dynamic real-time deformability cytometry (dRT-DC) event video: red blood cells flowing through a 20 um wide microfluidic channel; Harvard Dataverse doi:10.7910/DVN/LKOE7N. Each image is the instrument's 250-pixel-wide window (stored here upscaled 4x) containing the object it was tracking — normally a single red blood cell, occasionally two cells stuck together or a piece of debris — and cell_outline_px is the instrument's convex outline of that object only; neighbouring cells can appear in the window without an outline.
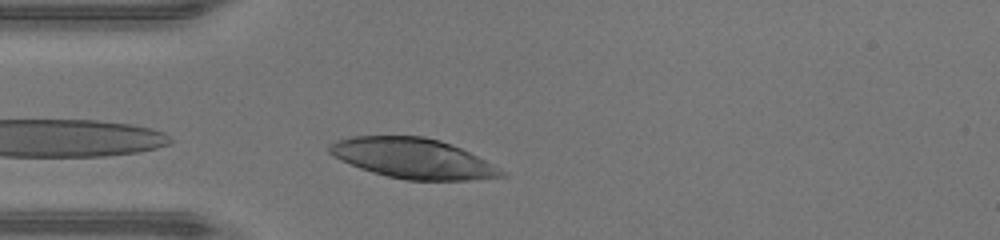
{"species": "human", "species_latin": "Homo sapiens", "temperature_condition": "warm", "stored_images_in_passage": 14, "camera_frame_rate_fps": 3000, "um_per_image_px": 0.085, "donor": {"sex": "male"}, "frame": {"image": 1, "passage_image": 2, "time_ms": 0.333, "image_size_px": [1000, 240], "cell_outline_px": [[508, 176], [468, 180], [404, 180], [372, 172], [360, 168], [340, 160], [332, 156], [328, 152], [328, 144], [336, 140], [352, 136], [424, 136], [440, 140], [460, 148], [508, 172]], "centroid_in_image_um": [35.08, 13.46], "position_along_channel_um": 49.9, "area_um2": 40.23}}
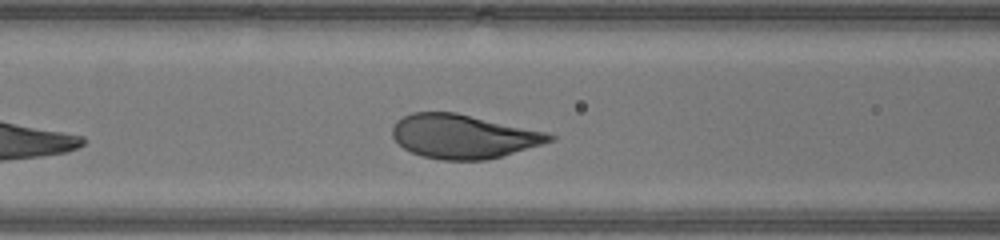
{"frame": {"image": 2, "passage_image": 8, "time_ms": 2.333, "image_size_px": [1000, 240], "cell_outline_px": [[556, 140], [500, 156], [484, 160], [440, 160], [424, 156], [412, 152], [404, 148], [392, 136], [392, 128], [396, 120], [412, 112], [456, 112], [544, 132], [556, 136]], "centroid_in_image_um": [39.35, 11.59], "position_along_channel_um": 127.3, "area_um2": 39.82}}
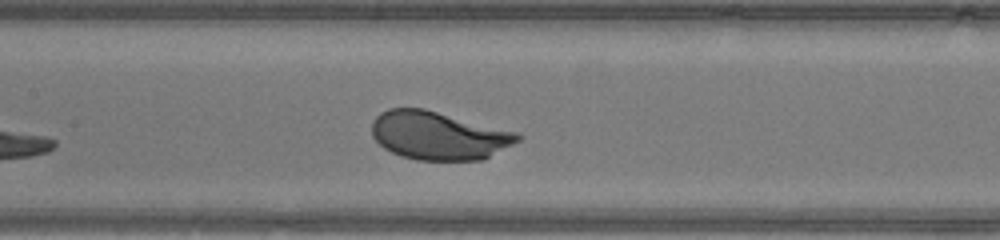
{"frame": {"image": 3, "passage_image": 11, "time_ms": 3.333, "image_size_px": [1000, 240], "cell_outline_px": [[524, 136], [520, 140], [484, 160], [416, 160], [400, 156], [384, 148], [372, 136], [372, 120], [380, 112], [388, 108], [424, 108], [520, 132]], "centroid_in_image_um": [37.31, 11.51], "position_along_channel_um": 170.1, "area_um2": 41.5}}